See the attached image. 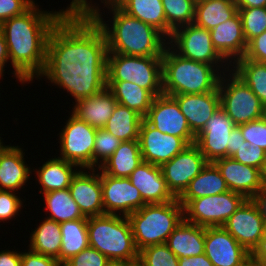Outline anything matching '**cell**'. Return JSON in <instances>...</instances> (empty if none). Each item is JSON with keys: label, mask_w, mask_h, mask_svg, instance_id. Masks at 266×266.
<instances>
[{"label": "cell", "mask_w": 266, "mask_h": 266, "mask_svg": "<svg viewBox=\"0 0 266 266\" xmlns=\"http://www.w3.org/2000/svg\"><path fill=\"white\" fill-rule=\"evenodd\" d=\"M107 41L103 30L74 6L58 21L47 41L39 79L67 91L75 101L107 87Z\"/></svg>", "instance_id": "1"}, {"label": "cell", "mask_w": 266, "mask_h": 266, "mask_svg": "<svg viewBox=\"0 0 266 266\" xmlns=\"http://www.w3.org/2000/svg\"><path fill=\"white\" fill-rule=\"evenodd\" d=\"M34 3L19 16L0 24L8 49L9 62L19 82L32 83L43 72L47 41L53 27L73 7L71 1L66 9L42 11Z\"/></svg>", "instance_id": "2"}, {"label": "cell", "mask_w": 266, "mask_h": 266, "mask_svg": "<svg viewBox=\"0 0 266 266\" xmlns=\"http://www.w3.org/2000/svg\"><path fill=\"white\" fill-rule=\"evenodd\" d=\"M72 2L78 11L87 13L103 30L107 41V54L162 57L168 39L156 28L122 11L113 1L103 2V8L107 7L112 14L110 25L106 23L109 21H104V13L100 12L99 4L96 6L91 0Z\"/></svg>", "instance_id": "3"}, {"label": "cell", "mask_w": 266, "mask_h": 266, "mask_svg": "<svg viewBox=\"0 0 266 266\" xmlns=\"http://www.w3.org/2000/svg\"><path fill=\"white\" fill-rule=\"evenodd\" d=\"M222 73L213 65L186 59L169 45L162 55L163 94H201L218 88Z\"/></svg>", "instance_id": "4"}, {"label": "cell", "mask_w": 266, "mask_h": 266, "mask_svg": "<svg viewBox=\"0 0 266 266\" xmlns=\"http://www.w3.org/2000/svg\"><path fill=\"white\" fill-rule=\"evenodd\" d=\"M138 251L167 242L174 229L183 221V206L178 198L163 204H145L127 216Z\"/></svg>", "instance_id": "5"}, {"label": "cell", "mask_w": 266, "mask_h": 266, "mask_svg": "<svg viewBox=\"0 0 266 266\" xmlns=\"http://www.w3.org/2000/svg\"><path fill=\"white\" fill-rule=\"evenodd\" d=\"M87 231L89 246L109 260H139V251L126 216L103 214L88 217Z\"/></svg>", "instance_id": "6"}, {"label": "cell", "mask_w": 266, "mask_h": 266, "mask_svg": "<svg viewBox=\"0 0 266 266\" xmlns=\"http://www.w3.org/2000/svg\"><path fill=\"white\" fill-rule=\"evenodd\" d=\"M107 81L132 82L154 97L163 94L162 57L107 54Z\"/></svg>", "instance_id": "7"}, {"label": "cell", "mask_w": 266, "mask_h": 266, "mask_svg": "<svg viewBox=\"0 0 266 266\" xmlns=\"http://www.w3.org/2000/svg\"><path fill=\"white\" fill-rule=\"evenodd\" d=\"M228 72L221 75L218 85L220 107L236 126L264 117L260 99L231 69Z\"/></svg>", "instance_id": "8"}, {"label": "cell", "mask_w": 266, "mask_h": 266, "mask_svg": "<svg viewBox=\"0 0 266 266\" xmlns=\"http://www.w3.org/2000/svg\"><path fill=\"white\" fill-rule=\"evenodd\" d=\"M168 45L180 56L213 65L222 74L231 68V65L226 63L227 61L214 48L210 31L194 23L175 29L168 39Z\"/></svg>", "instance_id": "9"}, {"label": "cell", "mask_w": 266, "mask_h": 266, "mask_svg": "<svg viewBox=\"0 0 266 266\" xmlns=\"http://www.w3.org/2000/svg\"><path fill=\"white\" fill-rule=\"evenodd\" d=\"M246 200L244 195L230 190L192 199L183 207L184 220L203 227H220Z\"/></svg>", "instance_id": "10"}, {"label": "cell", "mask_w": 266, "mask_h": 266, "mask_svg": "<svg viewBox=\"0 0 266 266\" xmlns=\"http://www.w3.org/2000/svg\"><path fill=\"white\" fill-rule=\"evenodd\" d=\"M59 132V158L73 163L79 169H93V148L97 128L91 127L72 113Z\"/></svg>", "instance_id": "11"}, {"label": "cell", "mask_w": 266, "mask_h": 266, "mask_svg": "<svg viewBox=\"0 0 266 266\" xmlns=\"http://www.w3.org/2000/svg\"><path fill=\"white\" fill-rule=\"evenodd\" d=\"M222 227L251 254L265 239V218L254 199H247Z\"/></svg>", "instance_id": "12"}, {"label": "cell", "mask_w": 266, "mask_h": 266, "mask_svg": "<svg viewBox=\"0 0 266 266\" xmlns=\"http://www.w3.org/2000/svg\"><path fill=\"white\" fill-rule=\"evenodd\" d=\"M208 161L193 143L185 147L160 168L171 193L179 198L193 180L207 165Z\"/></svg>", "instance_id": "13"}, {"label": "cell", "mask_w": 266, "mask_h": 266, "mask_svg": "<svg viewBox=\"0 0 266 266\" xmlns=\"http://www.w3.org/2000/svg\"><path fill=\"white\" fill-rule=\"evenodd\" d=\"M144 119L164 134L180 137L188 145L195 143L196 135L191 131L186 117L172 96H156Z\"/></svg>", "instance_id": "14"}, {"label": "cell", "mask_w": 266, "mask_h": 266, "mask_svg": "<svg viewBox=\"0 0 266 266\" xmlns=\"http://www.w3.org/2000/svg\"><path fill=\"white\" fill-rule=\"evenodd\" d=\"M104 214L129 216L146 203L129 178L112 177L100 170Z\"/></svg>", "instance_id": "15"}, {"label": "cell", "mask_w": 266, "mask_h": 266, "mask_svg": "<svg viewBox=\"0 0 266 266\" xmlns=\"http://www.w3.org/2000/svg\"><path fill=\"white\" fill-rule=\"evenodd\" d=\"M235 126L233 120L220 107L196 135L195 144L208 162L229 157L230 134Z\"/></svg>", "instance_id": "16"}, {"label": "cell", "mask_w": 266, "mask_h": 266, "mask_svg": "<svg viewBox=\"0 0 266 266\" xmlns=\"http://www.w3.org/2000/svg\"><path fill=\"white\" fill-rule=\"evenodd\" d=\"M138 141L142 160L156 166L170 161L188 146L182 138L160 132L145 119L141 122Z\"/></svg>", "instance_id": "17"}, {"label": "cell", "mask_w": 266, "mask_h": 266, "mask_svg": "<svg viewBox=\"0 0 266 266\" xmlns=\"http://www.w3.org/2000/svg\"><path fill=\"white\" fill-rule=\"evenodd\" d=\"M204 253L213 266H240L252 255L222 226L205 227Z\"/></svg>", "instance_id": "18"}, {"label": "cell", "mask_w": 266, "mask_h": 266, "mask_svg": "<svg viewBox=\"0 0 266 266\" xmlns=\"http://www.w3.org/2000/svg\"><path fill=\"white\" fill-rule=\"evenodd\" d=\"M68 189L85 217L104 214L100 169H80Z\"/></svg>", "instance_id": "19"}, {"label": "cell", "mask_w": 266, "mask_h": 266, "mask_svg": "<svg viewBox=\"0 0 266 266\" xmlns=\"http://www.w3.org/2000/svg\"><path fill=\"white\" fill-rule=\"evenodd\" d=\"M213 163L220 170L230 191L253 199L263 189L260 169L242 164L232 157L219 158Z\"/></svg>", "instance_id": "20"}, {"label": "cell", "mask_w": 266, "mask_h": 266, "mask_svg": "<svg viewBox=\"0 0 266 266\" xmlns=\"http://www.w3.org/2000/svg\"><path fill=\"white\" fill-rule=\"evenodd\" d=\"M128 178L146 204H163L177 199L169 190L160 166L143 161Z\"/></svg>", "instance_id": "21"}, {"label": "cell", "mask_w": 266, "mask_h": 266, "mask_svg": "<svg viewBox=\"0 0 266 266\" xmlns=\"http://www.w3.org/2000/svg\"><path fill=\"white\" fill-rule=\"evenodd\" d=\"M182 114L186 117L191 131L197 135L207 121L220 108V94L215 91L201 94L172 95Z\"/></svg>", "instance_id": "22"}, {"label": "cell", "mask_w": 266, "mask_h": 266, "mask_svg": "<svg viewBox=\"0 0 266 266\" xmlns=\"http://www.w3.org/2000/svg\"><path fill=\"white\" fill-rule=\"evenodd\" d=\"M23 151L18 145L0 144V190L18 192L25 188L33 171L25 163Z\"/></svg>", "instance_id": "23"}, {"label": "cell", "mask_w": 266, "mask_h": 266, "mask_svg": "<svg viewBox=\"0 0 266 266\" xmlns=\"http://www.w3.org/2000/svg\"><path fill=\"white\" fill-rule=\"evenodd\" d=\"M210 35L214 48L230 65L244 57L247 42L238 12L231 19L210 30Z\"/></svg>", "instance_id": "24"}, {"label": "cell", "mask_w": 266, "mask_h": 266, "mask_svg": "<svg viewBox=\"0 0 266 266\" xmlns=\"http://www.w3.org/2000/svg\"><path fill=\"white\" fill-rule=\"evenodd\" d=\"M75 102L72 114L97 129L105 127L118 103L107 87L95 95Z\"/></svg>", "instance_id": "25"}, {"label": "cell", "mask_w": 266, "mask_h": 266, "mask_svg": "<svg viewBox=\"0 0 266 266\" xmlns=\"http://www.w3.org/2000/svg\"><path fill=\"white\" fill-rule=\"evenodd\" d=\"M79 167L59 157H52L42 163L39 169H35V176L41 188L39 193L44 194L51 191L69 188L72 178L80 170ZM76 169V170H75Z\"/></svg>", "instance_id": "26"}, {"label": "cell", "mask_w": 266, "mask_h": 266, "mask_svg": "<svg viewBox=\"0 0 266 266\" xmlns=\"http://www.w3.org/2000/svg\"><path fill=\"white\" fill-rule=\"evenodd\" d=\"M205 227L183 221L168 237L166 244L178 258L204 253Z\"/></svg>", "instance_id": "27"}, {"label": "cell", "mask_w": 266, "mask_h": 266, "mask_svg": "<svg viewBox=\"0 0 266 266\" xmlns=\"http://www.w3.org/2000/svg\"><path fill=\"white\" fill-rule=\"evenodd\" d=\"M128 15L151 25L169 39L173 30L167 25L161 0H113Z\"/></svg>", "instance_id": "28"}, {"label": "cell", "mask_w": 266, "mask_h": 266, "mask_svg": "<svg viewBox=\"0 0 266 266\" xmlns=\"http://www.w3.org/2000/svg\"><path fill=\"white\" fill-rule=\"evenodd\" d=\"M229 191L220 170L213 162H208L202 171L190 181L189 186L178 198L184 207L190 200L204 196H214Z\"/></svg>", "instance_id": "29"}, {"label": "cell", "mask_w": 266, "mask_h": 266, "mask_svg": "<svg viewBox=\"0 0 266 266\" xmlns=\"http://www.w3.org/2000/svg\"><path fill=\"white\" fill-rule=\"evenodd\" d=\"M142 162L139 141L130 140L121 142L120 146L98 169L112 177L128 178Z\"/></svg>", "instance_id": "30"}, {"label": "cell", "mask_w": 266, "mask_h": 266, "mask_svg": "<svg viewBox=\"0 0 266 266\" xmlns=\"http://www.w3.org/2000/svg\"><path fill=\"white\" fill-rule=\"evenodd\" d=\"M237 12L235 0H196L194 24L210 31Z\"/></svg>", "instance_id": "31"}, {"label": "cell", "mask_w": 266, "mask_h": 266, "mask_svg": "<svg viewBox=\"0 0 266 266\" xmlns=\"http://www.w3.org/2000/svg\"><path fill=\"white\" fill-rule=\"evenodd\" d=\"M107 88L113 93L117 102L145 118L154 100L148 91L132 82L107 81Z\"/></svg>", "instance_id": "32"}, {"label": "cell", "mask_w": 266, "mask_h": 266, "mask_svg": "<svg viewBox=\"0 0 266 266\" xmlns=\"http://www.w3.org/2000/svg\"><path fill=\"white\" fill-rule=\"evenodd\" d=\"M61 238L60 224L45 218L30 234L28 249L38 254L54 257L59 261Z\"/></svg>", "instance_id": "33"}, {"label": "cell", "mask_w": 266, "mask_h": 266, "mask_svg": "<svg viewBox=\"0 0 266 266\" xmlns=\"http://www.w3.org/2000/svg\"><path fill=\"white\" fill-rule=\"evenodd\" d=\"M41 195H44L43 200L46 204L44 210L49 213V216L45 218L58 222L59 224L76 219H88L80 211L79 206L71 197L68 188Z\"/></svg>", "instance_id": "34"}, {"label": "cell", "mask_w": 266, "mask_h": 266, "mask_svg": "<svg viewBox=\"0 0 266 266\" xmlns=\"http://www.w3.org/2000/svg\"><path fill=\"white\" fill-rule=\"evenodd\" d=\"M87 221L88 219H76L60 223L62 246L59 262L62 265L89 246Z\"/></svg>", "instance_id": "35"}, {"label": "cell", "mask_w": 266, "mask_h": 266, "mask_svg": "<svg viewBox=\"0 0 266 266\" xmlns=\"http://www.w3.org/2000/svg\"><path fill=\"white\" fill-rule=\"evenodd\" d=\"M143 119L137 112L117 103L103 129L119 138L121 142L138 140Z\"/></svg>", "instance_id": "36"}, {"label": "cell", "mask_w": 266, "mask_h": 266, "mask_svg": "<svg viewBox=\"0 0 266 266\" xmlns=\"http://www.w3.org/2000/svg\"><path fill=\"white\" fill-rule=\"evenodd\" d=\"M231 70L252 90L266 108V63L240 58L231 65Z\"/></svg>", "instance_id": "37"}, {"label": "cell", "mask_w": 266, "mask_h": 266, "mask_svg": "<svg viewBox=\"0 0 266 266\" xmlns=\"http://www.w3.org/2000/svg\"><path fill=\"white\" fill-rule=\"evenodd\" d=\"M167 25L175 29L193 24L196 0H161Z\"/></svg>", "instance_id": "38"}, {"label": "cell", "mask_w": 266, "mask_h": 266, "mask_svg": "<svg viewBox=\"0 0 266 266\" xmlns=\"http://www.w3.org/2000/svg\"><path fill=\"white\" fill-rule=\"evenodd\" d=\"M178 259L166 243L156 244L139 251L138 266H179Z\"/></svg>", "instance_id": "39"}, {"label": "cell", "mask_w": 266, "mask_h": 266, "mask_svg": "<svg viewBox=\"0 0 266 266\" xmlns=\"http://www.w3.org/2000/svg\"><path fill=\"white\" fill-rule=\"evenodd\" d=\"M243 35L248 43L254 37L266 31V7L238 8Z\"/></svg>", "instance_id": "40"}, {"label": "cell", "mask_w": 266, "mask_h": 266, "mask_svg": "<svg viewBox=\"0 0 266 266\" xmlns=\"http://www.w3.org/2000/svg\"><path fill=\"white\" fill-rule=\"evenodd\" d=\"M121 140L105 129H97L93 148V169L104 164L114 151L120 146Z\"/></svg>", "instance_id": "41"}, {"label": "cell", "mask_w": 266, "mask_h": 266, "mask_svg": "<svg viewBox=\"0 0 266 266\" xmlns=\"http://www.w3.org/2000/svg\"><path fill=\"white\" fill-rule=\"evenodd\" d=\"M238 127L245 141L266 151V119L264 117Z\"/></svg>", "instance_id": "42"}, {"label": "cell", "mask_w": 266, "mask_h": 266, "mask_svg": "<svg viewBox=\"0 0 266 266\" xmlns=\"http://www.w3.org/2000/svg\"><path fill=\"white\" fill-rule=\"evenodd\" d=\"M16 194L12 191L0 190V222L14 219L21 212L24 199Z\"/></svg>", "instance_id": "43"}, {"label": "cell", "mask_w": 266, "mask_h": 266, "mask_svg": "<svg viewBox=\"0 0 266 266\" xmlns=\"http://www.w3.org/2000/svg\"><path fill=\"white\" fill-rule=\"evenodd\" d=\"M108 260L97 249L88 246L66 261L62 266H105Z\"/></svg>", "instance_id": "44"}, {"label": "cell", "mask_w": 266, "mask_h": 266, "mask_svg": "<svg viewBox=\"0 0 266 266\" xmlns=\"http://www.w3.org/2000/svg\"><path fill=\"white\" fill-rule=\"evenodd\" d=\"M231 157L242 164L261 169L266 157V151L258 146L254 147L252 144H250L248 148L244 147Z\"/></svg>", "instance_id": "45"}, {"label": "cell", "mask_w": 266, "mask_h": 266, "mask_svg": "<svg viewBox=\"0 0 266 266\" xmlns=\"http://www.w3.org/2000/svg\"><path fill=\"white\" fill-rule=\"evenodd\" d=\"M34 0H0V24L27 11Z\"/></svg>", "instance_id": "46"}, {"label": "cell", "mask_w": 266, "mask_h": 266, "mask_svg": "<svg viewBox=\"0 0 266 266\" xmlns=\"http://www.w3.org/2000/svg\"><path fill=\"white\" fill-rule=\"evenodd\" d=\"M243 58L266 63V31L247 43V49Z\"/></svg>", "instance_id": "47"}, {"label": "cell", "mask_w": 266, "mask_h": 266, "mask_svg": "<svg viewBox=\"0 0 266 266\" xmlns=\"http://www.w3.org/2000/svg\"><path fill=\"white\" fill-rule=\"evenodd\" d=\"M21 266H62L54 257L35 253L28 249V252H21Z\"/></svg>", "instance_id": "48"}, {"label": "cell", "mask_w": 266, "mask_h": 266, "mask_svg": "<svg viewBox=\"0 0 266 266\" xmlns=\"http://www.w3.org/2000/svg\"><path fill=\"white\" fill-rule=\"evenodd\" d=\"M249 146L250 143L248 141H245L240 128L238 126H235L230 134L229 157L234 155L237 151L242 150L244 147L248 148Z\"/></svg>", "instance_id": "49"}, {"label": "cell", "mask_w": 266, "mask_h": 266, "mask_svg": "<svg viewBox=\"0 0 266 266\" xmlns=\"http://www.w3.org/2000/svg\"><path fill=\"white\" fill-rule=\"evenodd\" d=\"M0 266H21V252L8 249L0 251Z\"/></svg>", "instance_id": "50"}, {"label": "cell", "mask_w": 266, "mask_h": 266, "mask_svg": "<svg viewBox=\"0 0 266 266\" xmlns=\"http://www.w3.org/2000/svg\"><path fill=\"white\" fill-rule=\"evenodd\" d=\"M178 263L179 266H213V263L207 258L205 253L194 257L179 258Z\"/></svg>", "instance_id": "51"}, {"label": "cell", "mask_w": 266, "mask_h": 266, "mask_svg": "<svg viewBox=\"0 0 266 266\" xmlns=\"http://www.w3.org/2000/svg\"><path fill=\"white\" fill-rule=\"evenodd\" d=\"M9 62L8 49L6 45V40L4 39V35L0 26V74L4 75L6 69V63Z\"/></svg>", "instance_id": "52"}, {"label": "cell", "mask_w": 266, "mask_h": 266, "mask_svg": "<svg viewBox=\"0 0 266 266\" xmlns=\"http://www.w3.org/2000/svg\"><path fill=\"white\" fill-rule=\"evenodd\" d=\"M237 8L266 7V0H235Z\"/></svg>", "instance_id": "53"}, {"label": "cell", "mask_w": 266, "mask_h": 266, "mask_svg": "<svg viewBox=\"0 0 266 266\" xmlns=\"http://www.w3.org/2000/svg\"><path fill=\"white\" fill-rule=\"evenodd\" d=\"M253 199L258 204L264 218H266V187H263Z\"/></svg>", "instance_id": "54"}, {"label": "cell", "mask_w": 266, "mask_h": 266, "mask_svg": "<svg viewBox=\"0 0 266 266\" xmlns=\"http://www.w3.org/2000/svg\"><path fill=\"white\" fill-rule=\"evenodd\" d=\"M105 266H138V261L108 260Z\"/></svg>", "instance_id": "55"}, {"label": "cell", "mask_w": 266, "mask_h": 266, "mask_svg": "<svg viewBox=\"0 0 266 266\" xmlns=\"http://www.w3.org/2000/svg\"><path fill=\"white\" fill-rule=\"evenodd\" d=\"M252 256L257 260L259 266H266V250H256Z\"/></svg>", "instance_id": "56"}, {"label": "cell", "mask_w": 266, "mask_h": 266, "mask_svg": "<svg viewBox=\"0 0 266 266\" xmlns=\"http://www.w3.org/2000/svg\"><path fill=\"white\" fill-rule=\"evenodd\" d=\"M260 178H261L263 187H266V157L260 169Z\"/></svg>", "instance_id": "57"}, {"label": "cell", "mask_w": 266, "mask_h": 266, "mask_svg": "<svg viewBox=\"0 0 266 266\" xmlns=\"http://www.w3.org/2000/svg\"><path fill=\"white\" fill-rule=\"evenodd\" d=\"M240 266H259L257 260L251 255Z\"/></svg>", "instance_id": "58"}, {"label": "cell", "mask_w": 266, "mask_h": 266, "mask_svg": "<svg viewBox=\"0 0 266 266\" xmlns=\"http://www.w3.org/2000/svg\"><path fill=\"white\" fill-rule=\"evenodd\" d=\"M257 250H266V236L265 239L263 240L262 245Z\"/></svg>", "instance_id": "59"}, {"label": "cell", "mask_w": 266, "mask_h": 266, "mask_svg": "<svg viewBox=\"0 0 266 266\" xmlns=\"http://www.w3.org/2000/svg\"><path fill=\"white\" fill-rule=\"evenodd\" d=\"M101 1V3H103V2H107V1H113V0H100Z\"/></svg>", "instance_id": "60"}, {"label": "cell", "mask_w": 266, "mask_h": 266, "mask_svg": "<svg viewBox=\"0 0 266 266\" xmlns=\"http://www.w3.org/2000/svg\"><path fill=\"white\" fill-rule=\"evenodd\" d=\"M265 236H266V218H265Z\"/></svg>", "instance_id": "61"}, {"label": "cell", "mask_w": 266, "mask_h": 266, "mask_svg": "<svg viewBox=\"0 0 266 266\" xmlns=\"http://www.w3.org/2000/svg\"><path fill=\"white\" fill-rule=\"evenodd\" d=\"M264 118L266 119V108H265V112H264Z\"/></svg>", "instance_id": "62"}, {"label": "cell", "mask_w": 266, "mask_h": 266, "mask_svg": "<svg viewBox=\"0 0 266 266\" xmlns=\"http://www.w3.org/2000/svg\"><path fill=\"white\" fill-rule=\"evenodd\" d=\"M0 135H2V134H0ZM3 142V140H2V138L0 137V144Z\"/></svg>", "instance_id": "63"}]
</instances>
